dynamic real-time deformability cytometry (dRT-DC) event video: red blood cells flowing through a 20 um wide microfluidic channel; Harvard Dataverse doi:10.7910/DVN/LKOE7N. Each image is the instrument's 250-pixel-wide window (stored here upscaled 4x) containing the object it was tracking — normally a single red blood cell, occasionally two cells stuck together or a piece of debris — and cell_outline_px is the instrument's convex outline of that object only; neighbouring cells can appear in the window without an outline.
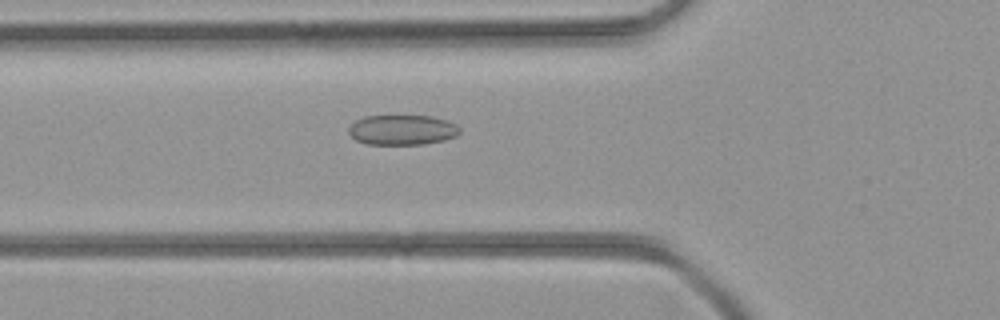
{"species": "common noctule bat (a hibernating species)", "species_latin": "Nyctalus noctula", "temperature_condition": "room temperature", "stored_images_in_passage": 35, "camera_frame_rate_fps": 3000, "um_per_image_px": 0.085, "animal": {"sex": "female", "body_mass_g": 21.9}, "frame": {"image": 1, "passage_image": 7, "time_ms": 2.0, "image_size_px": [1000, 320], "cell_outline_px": [[460, 132], [456, 136], [444, 140], [424, 144], [368, 144], [356, 140], [348, 132], [348, 128], [356, 120], [364, 116], [432, 116], [456, 124], [460, 128]], "centroid_in_image_um": [34.19, 11.04], "position_along_channel_um": 91.6, "area_um2": 19.36}}
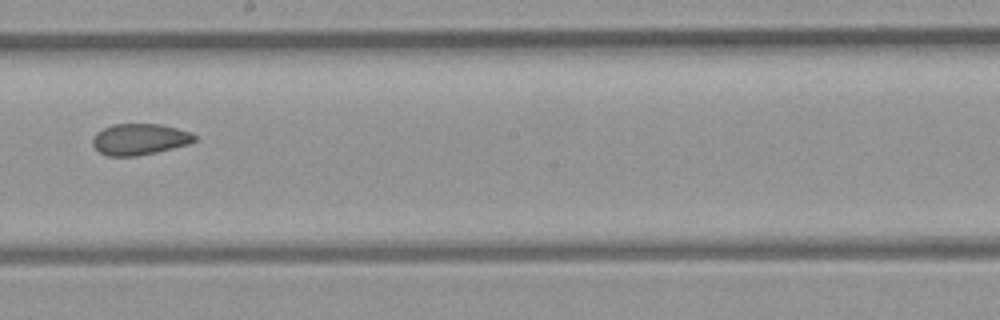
{"frame": {"image": 2, "passage_image": 16, "time_ms": 5.0, "image_size_px": [1000, 320], "cell_outline_px": [[196, 140], [188, 144], [156, 152], [136, 156], [108, 156], [100, 152], [92, 144], [92, 140], [96, 132], [112, 124], [160, 124], [192, 132], [196, 136]], "centroid_in_image_um": [11.86, 11.83], "position_along_channel_um": 236.3, "area_um2": 18.5}}
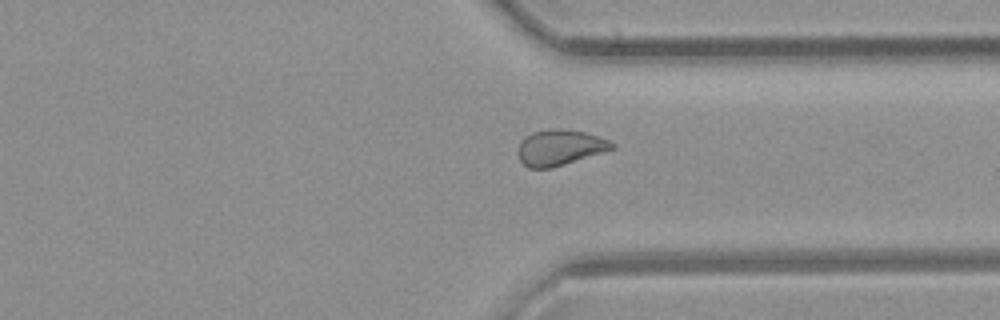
{"frame": {"image": 3, "passage_image": 24, "time_ms": 7.667, "image_size_px": [1000, 320], "cell_outline_px": [[616, 148], [552, 168], [528, 168], [520, 160], [516, 152], [524, 136], [532, 132], [552, 128], [556, 128], [584, 132], [608, 140], [616, 144]], "centroid_in_image_um": [47.56, 12.54], "position_along_channel_um": 363.8, "area_um2": 19.54}}